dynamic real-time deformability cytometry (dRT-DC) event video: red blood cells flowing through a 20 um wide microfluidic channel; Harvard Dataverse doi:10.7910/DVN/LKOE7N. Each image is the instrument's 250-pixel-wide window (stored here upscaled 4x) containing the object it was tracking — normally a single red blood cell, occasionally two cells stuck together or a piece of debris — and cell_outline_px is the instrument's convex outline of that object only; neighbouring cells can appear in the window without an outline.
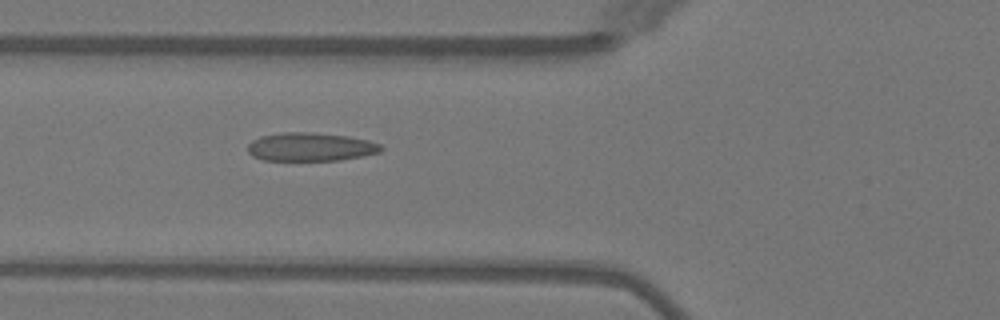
{"species": "Egyptian fruit bat (a non-hibernating species)", "species_latin": "Rousettus aegyptiacus", "temperature_condition": "warm", "stored_images_in_passage": 6, "camera_frame_rate_fps": 3000, "um_per_image_px": 0.085, "animal": {"sex": "female"}, "frame": {"image": 1, "passage_image": 6, "time_ms": 5.667, "image_size_px": [1000, 320], "cell_outline_px": [[384, 148], [380, 152], [364, 156], [340, 160], [264, 160], [252, 156], [248, 152], [248, 144], [252, 140], [260, 136], [280, 132], [312, 132], [348, 136], [368, 140], [380, 144]], "centroid_in_image_um": [26.4, 12.48], "position_along_channel_um": 99.4, "area_um2": 22.25}}